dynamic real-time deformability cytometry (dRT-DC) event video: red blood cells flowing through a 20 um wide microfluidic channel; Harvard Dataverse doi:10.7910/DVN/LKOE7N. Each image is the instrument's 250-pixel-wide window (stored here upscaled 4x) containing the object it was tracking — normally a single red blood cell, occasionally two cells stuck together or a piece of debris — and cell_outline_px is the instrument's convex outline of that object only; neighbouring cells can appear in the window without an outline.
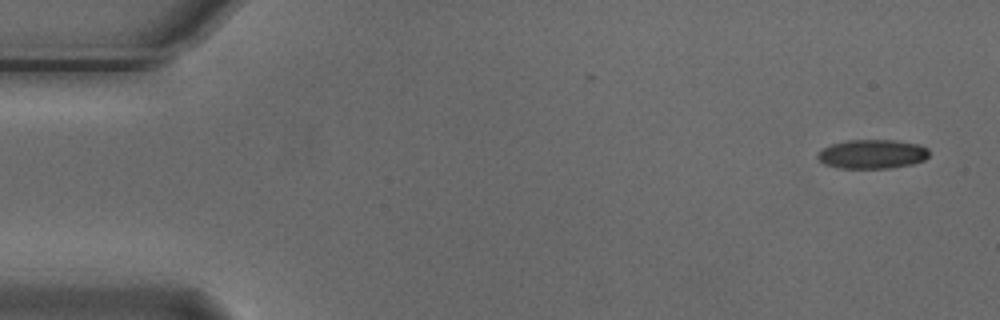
{"species": "Egyptian fruit bat (a non-hibernating species)", "species_latin": "Rousettus aegyptiacus", "temperature_condition": "cold", "stored_images_in_passage": 2, "camera_frame_rate_fps": 3000, "um_per_image_px": 0.085, "animal": {"sex": "male"}, "frame": {"image": 1, "passage_image": 2, "time_ms": 0.333, "image_size_px": [1000, 320], "cell_outline_px": [[928, 156], [924, 160], [912, 164], [888, 168], [836, 168], [824, 164], [816, 156], [820, 148], [832, 144], [848, 140], [896, 140], [920, 144], [928, 148]], "centroid_in_image_um": [74.12, 13.09], "position_along_channel_um": 10.9, "area_um2": 19.07}}